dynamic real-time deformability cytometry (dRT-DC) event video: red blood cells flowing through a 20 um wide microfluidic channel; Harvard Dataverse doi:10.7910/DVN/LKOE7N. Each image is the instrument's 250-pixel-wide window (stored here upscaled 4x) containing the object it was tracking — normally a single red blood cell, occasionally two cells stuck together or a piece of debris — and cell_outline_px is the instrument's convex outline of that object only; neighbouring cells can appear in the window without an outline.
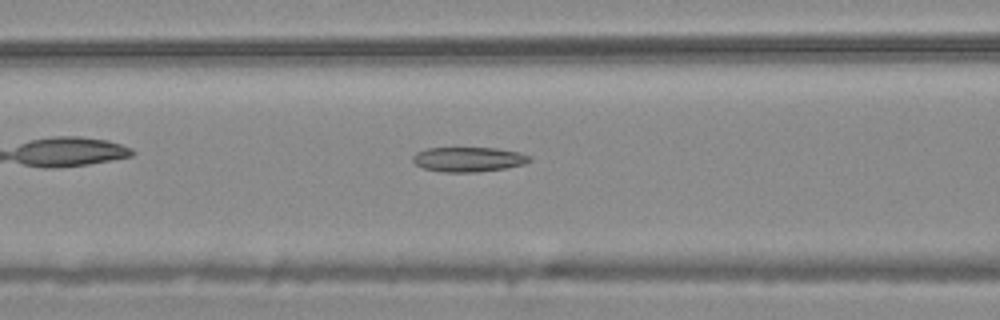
{"species": "common noctule bat (a hibernating species)", "species_latin": "Nyctalus noctula", "temperature_condition": "warm", "stored_images_in_passage": 37, "camera_frame_rate_fps": 3000, "um_per_image_px": 0.085, "animal": {"sex": "male", "body_mass_g": 20.4}, "frame": {"image": 1, "passage_image": 8, "time_ms": 2.333, "image_size_px": [1000, 320], "cell_outline_px": [[532, 160], [524, 164], [504, 168], [476, 172], [444, 172], [424, 168], [416, 164], [412, 160], [412, 156], [416, 152], [424, 148], [496, 148], [520, 152], [532, 156]], "centroid_in_image_um": [39.83, 13.53], "position_along_channel_um": 126.8, "area_um2": 16.88}}
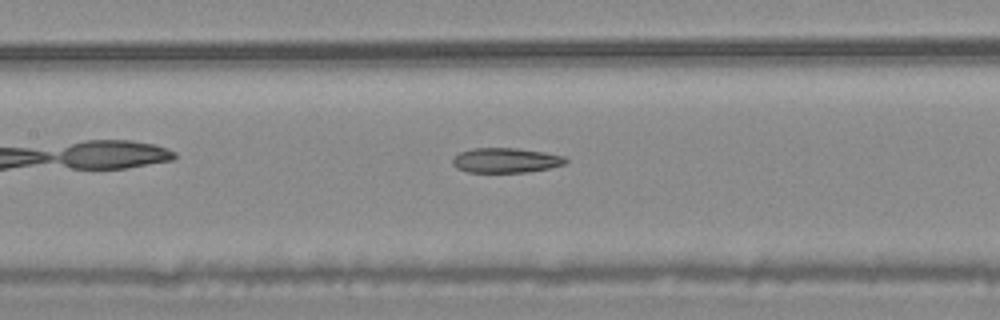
{"frame": {"image": 2, "passage_image": 11, "time_ms": 3.333, "image_size_px": [1000, 320], "cell_outline_px": [[568, 160], [564, 164], [548, 168], [528, 172], [468, 172], [456, 168], [452, 164], [452, 160], [460, 152], [472, 148], [516, 148], [544, 152], [564, 156]], "centroid_in_image_um": [42.98, 13.62], "position_along_channel_um": 164.4, "area_um2": 16.3}}
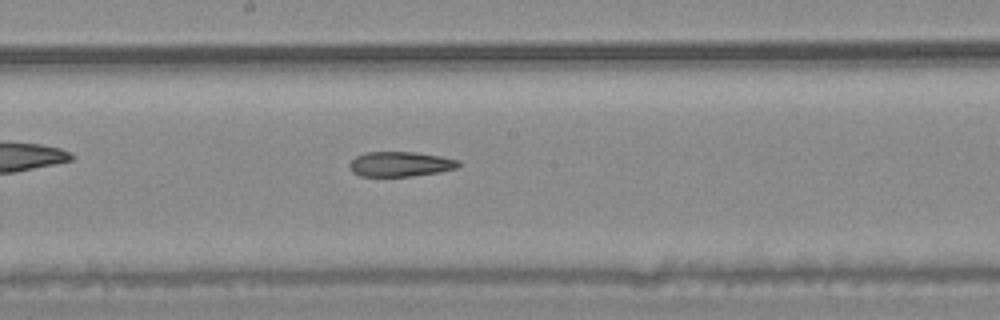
{"frame": {"image": 3, "passage_image": 15, "time_ms": 4.667, "image_size_px": [1000, 320], "cell_outline_px": [[460, 164], [456, 168], [440, 172], [412, 176], [360, 176], [352, 172], [348, 164], [356, 156], [364, 152], [412, 152], [440, 156], [460, 160]], "centroid_in_image_um": [34.01, 13.95], "position_along_channel_um": 214.2, "area_um2": 15.84}}